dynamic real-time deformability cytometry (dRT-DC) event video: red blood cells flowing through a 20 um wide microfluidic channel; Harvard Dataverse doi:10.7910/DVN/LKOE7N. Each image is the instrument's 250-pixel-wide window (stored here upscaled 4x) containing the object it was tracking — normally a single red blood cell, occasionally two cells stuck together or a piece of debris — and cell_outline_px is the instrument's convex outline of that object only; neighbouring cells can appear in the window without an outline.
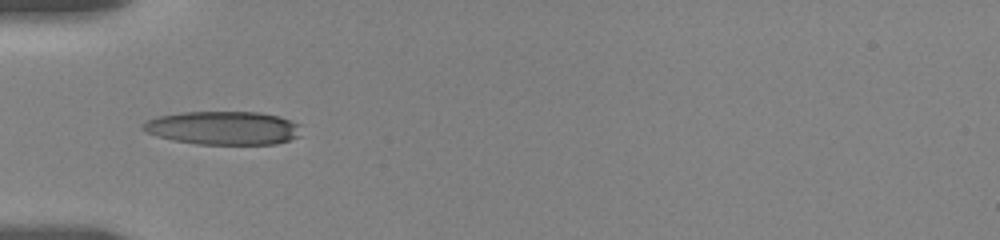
{"species": "human", "species_latin": "Homo sapiens", "temperature_condition": "room temperature", "stored_images_in_passage": 55, "camera_frame_rate_fps": 3000, "um_per_image_px": 0.085, "donor": {"sex": "female"}, "frame": {"image": 1, "passage_image": 1, "time_ms": 0.0, "image_size_px": [1000, 240], "cell_outline_px": [[300, 136], [276, 144], [196, 144], [172, 140], [156, 136], [140, 128], [148, 120], [156, 116], [180, 112], [260, 112], [280, 116], [300, 124]], "centroid_in_image_um": [18.98, 10.87], "position_along_channel_um": 66.0, "area_um2": 31.04}}
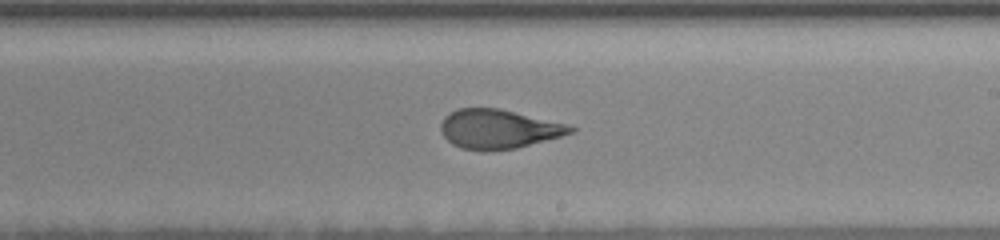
{"frame": {"image": 2, "passage_image": 23, "time_ms": 5.0, "image_size_px": [1000, 240], "cell_outline_px": [[576, 132], [516, 148], [488, 152], [480, 152], [460, 148], [452, 144], [440, 132], [440, 124], [444, 116], [456, 108], [500, 108], [568, 124], [576, 128]], "centroid_in_image_um": [42.35, 10.98], "position_along_channel_um": 246.7, "area_um2": 30.11}}
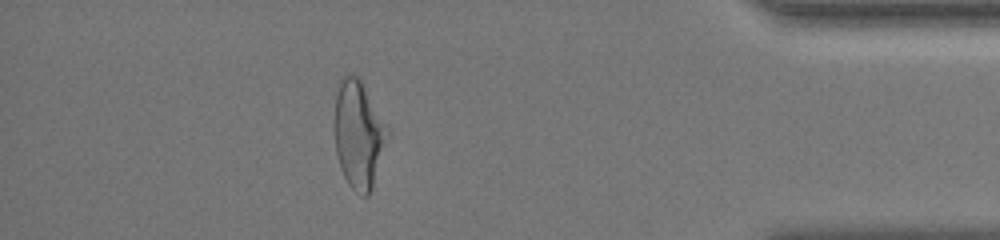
{"frame": {"image": 3, "passage_image": 47, "time_ms": 10.333, "image_size_px": [1000, 240], "cell_outline_px": [[388, 132], [372, 188], [368, 196], [364, 196], [356, 192], [348, 184], [340, 168], [336, 152], [336, 92], [340, 76], [360, 76], [388, 128]], "centroid_in_image_um": [30.47, 11.4], "position_along_channel_um": 404.7, "area_um2": 32.54}, "authors_computed_cell_mechanics": {"area_um2": 30.8652, "velocity_mm_per_s": 3.643, "shape_relaxation_time_tau1_ms": 10.1424, "shape_relaxation_time_tau2_ms": 1.0413, "deformation_change_tau1": 0.271, "deformation_change_tau2": 0.0889}}